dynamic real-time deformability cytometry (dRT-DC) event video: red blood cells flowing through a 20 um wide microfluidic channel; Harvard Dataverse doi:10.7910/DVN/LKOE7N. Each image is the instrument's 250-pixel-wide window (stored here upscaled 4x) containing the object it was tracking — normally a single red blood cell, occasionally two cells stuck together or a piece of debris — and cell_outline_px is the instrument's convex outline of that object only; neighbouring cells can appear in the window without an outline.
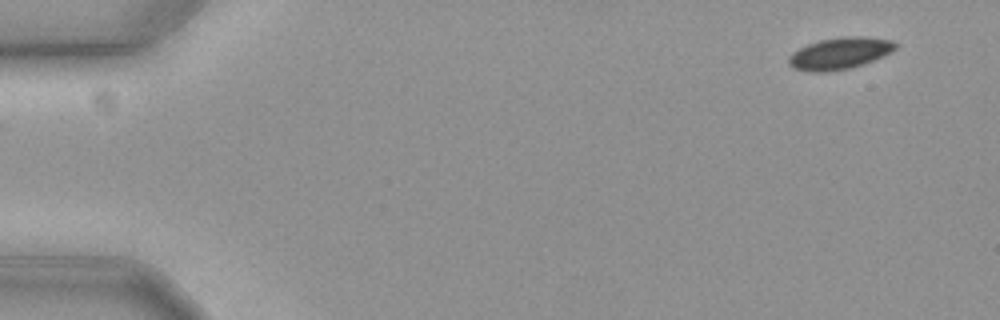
{"species": "common noctule bat (a hibernating species)", "species_latin": "Nyctalus noctula", "temperature_condition": "cold", "stored_images_in_passage": 10, "camera_frame_rate_fps": 3000, "um_per_image_px": 0.085, "animal": {"sex": "female", "body_mass_g": 19.3, "forearm_length_mm": 54.1}, "frame": {"image": 1, "passage_image": 1, "time_ms": 0.0, "image_size_px": [1000, 320], "cell_outline_px": [[896, 48], [892, 52], [884, 56], [864, 64], [852, 68], [828, 72], [808, 72], [792, 68], [788, 64], [788, 56], [792, 52], [808, 44], [820, 40], [844, 36], [860, 36], [892, 40], [896, 44]], "centroid_in_image_um": [71.36, 4.55], "position_along_channel_um": 13.6, "area_um2": 20.0}}